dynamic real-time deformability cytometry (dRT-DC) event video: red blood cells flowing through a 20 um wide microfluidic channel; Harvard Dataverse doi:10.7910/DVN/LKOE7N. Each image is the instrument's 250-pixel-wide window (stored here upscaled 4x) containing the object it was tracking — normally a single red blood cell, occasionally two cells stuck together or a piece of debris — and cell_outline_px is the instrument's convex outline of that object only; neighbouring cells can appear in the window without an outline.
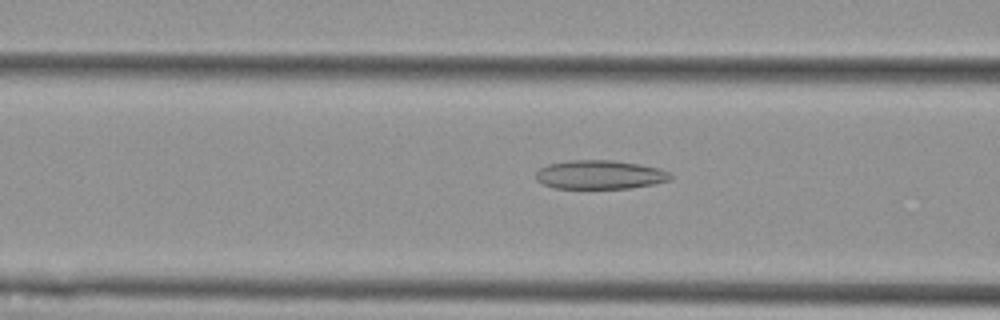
{"species": "Egyptian fruit bat (a non-hibernating species)", "species_latin": "Rousettus aegyptiacus", "temperature_condition": "cold", "stored_images_in_passage": 40, "camera_frame_rate_fps": 3000, "um_per_image_px": 0.085, "animal": {"sex": "female"}, "frame": {"image": 1, "passage_image": 6, "time_ms": 1.667, "image_size_px": [1000, 320], "cell_outline_px": [[672, 180], [652, 184], [628, 188], [556, 188], [544, 184], [536, 180], [536, 172], [540, 168], [548, 164], [568, 160], [612, 160], [640, 164], [660, 168], [668, 172], [672, 176]], "centroid_in_image_um": [50.99, 14.84], "position_along_channel_um": 115.6, "area_um2": 22.6}}
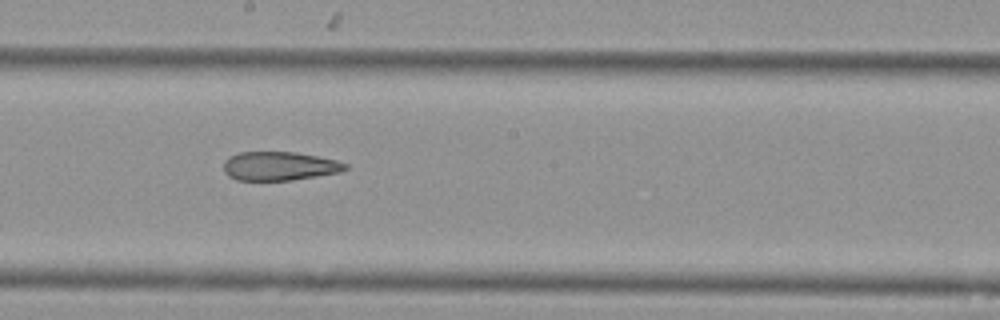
{"frame": {"image": 2, "passage_image": 15, "time_ms": 4.667, "image_size_px": [1000, 320], "cell_outline_px": [[348, 168], [340, 172], [292, 180], [236, 180], [228, 176], [224, 172], [224, 160], [228, 156], [240, 152], [296, 152], [336, 160], [348, 164]], "centroid_in_image_um": [23.72, 14.11], "position_along_channel_um": 224.5, "area_um2": 20.46}}
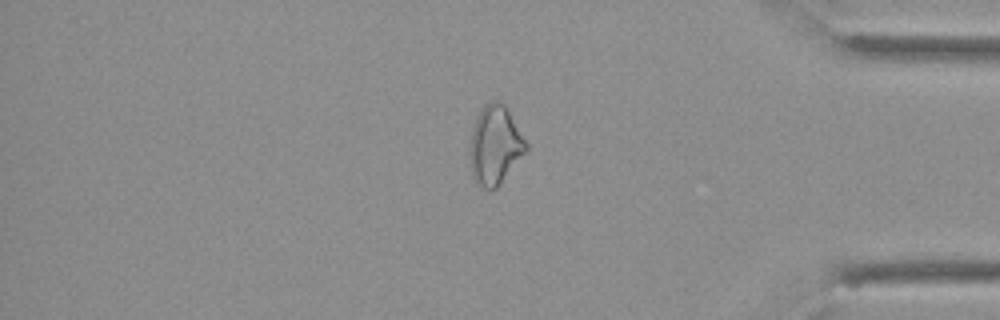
{"frame": {"image": 3, "passage_image": 31, "time_ms": 10.0, "image_size_px": [1000, 320], "cell_outline_px": [[528, 148], [496, 188], [484, 188], [472, 176], [472, 128], [476, 116], [480, 108], [484, 104], [492, 100], [496, 100], [504, 104], [528, 144]], "centroid_in_image_um": [42.09, 12.27], "position_along_channel_um": 393.1, "area_um2": 24.91}, "authors_computed_cell_mechanics": {"area_um2": 22.6287, "velocity_mm_per_s": 3.6297, "shape_relaxation_time_tau1_ms": null, "shape_relaxation_time_tau2_ms": 5.1018, "deformation_change_tau1": null, "deformation_change_tau2": 0.1514}}